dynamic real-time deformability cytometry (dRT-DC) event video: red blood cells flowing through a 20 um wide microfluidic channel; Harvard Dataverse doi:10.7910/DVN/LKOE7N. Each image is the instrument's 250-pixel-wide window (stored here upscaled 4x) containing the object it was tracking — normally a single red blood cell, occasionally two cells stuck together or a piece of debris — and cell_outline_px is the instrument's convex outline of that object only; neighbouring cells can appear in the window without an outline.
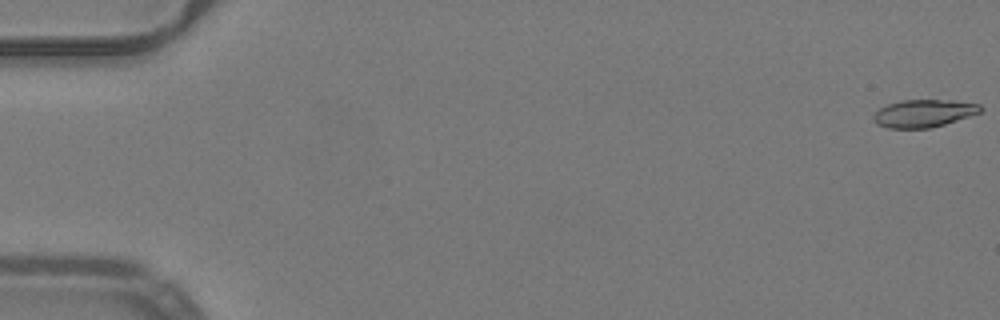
{"species": "common noctule bat (a hibernating species)", "species_latin": "Nyctalus noctula", "temperature_condition": "warm", "stored_images_in_passage": 53, "camera_frame_rate_fps": 3000, "um_per_image_px": 0.085, "animal": {"sex": "male", "body_mass_g": 19.2, "forearm_length_mm": 51.8}, "frame": {"image": 1, "passage_image": 1, "time_ms": 0.0, "image_size_px": [1000, 320], "cell_outline_px": [[984, 108], [980, 112], [944, 124], [928, 128], [888, 128], [876, 124], [872, 120], [872, 116], [880, 108], [888, 104], [900, 100], [952, 100], [980, 104]], "centroid_in_image_um": [78.49, 9.63], "position_along_channel_um": 6.5, "area_um2": 17.17}}
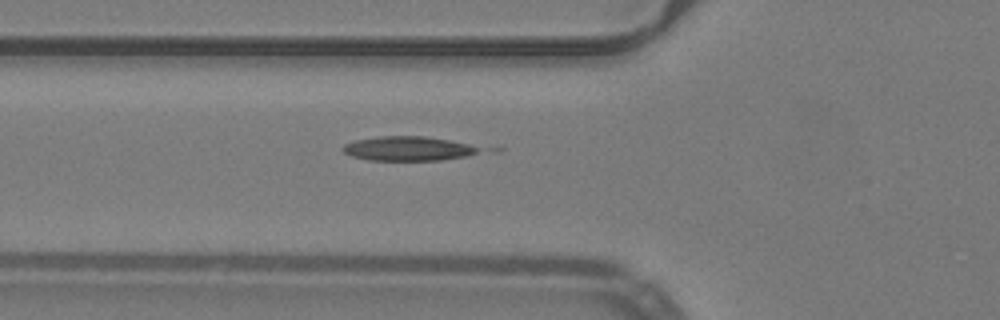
{"frame": {"image": 2, "passage_image": 20, "time_ms": 6.333, "image_size_px": [1000, 320], "cell_outline_px": [[476, 152], [468, 156], [440, 160], [368, 160], [352, 156], [344, 152], [340, 148], [344, 144], [356, 140], [380, 136], [424, 136], [448, 140], [468, 144], [476, 148]], "centroid_in_image_um": [34.6, 12.63], "position_along_channel_um": 91.2, "area_um2": 19.02}}
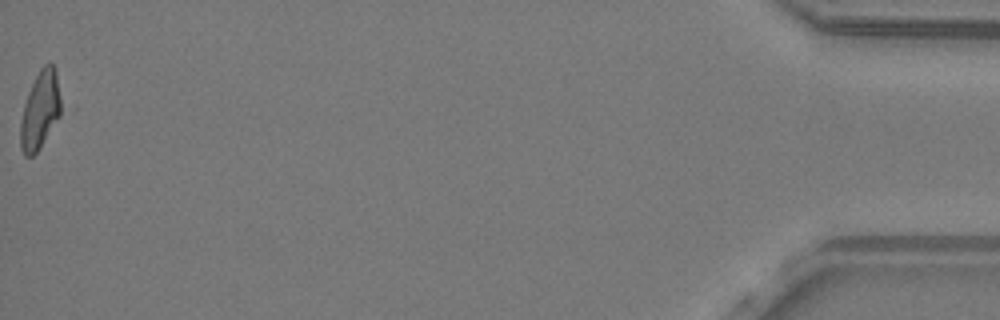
{"frame": {"image": 3, "passage_image": 53, "time_ms": 17.333, "image_size_px": [1000, 320], "cell_outline_px": [[68, 108], [40, 148], [32, 156], [24, 156], [20, 148], [20, 120], [24, 104], [28, 92], [40, 68], [48, 60], [56, 68]], "centroid_in_image_um": [3.54, 9.31], "position_along_channel_um": 431.7, "area_um2": 20.06}, "authors_computed_cell_mechanics": {"area_um2": 18.1492, "velocity_mm_per_s": 4.0058, "shape_relaxation_time_tau1_ms": 2.6975, "shape_relaxation_time_tau2_ms": null, "deformation_change_tau1": 0.2831, "deformation_change_tau2": null}}